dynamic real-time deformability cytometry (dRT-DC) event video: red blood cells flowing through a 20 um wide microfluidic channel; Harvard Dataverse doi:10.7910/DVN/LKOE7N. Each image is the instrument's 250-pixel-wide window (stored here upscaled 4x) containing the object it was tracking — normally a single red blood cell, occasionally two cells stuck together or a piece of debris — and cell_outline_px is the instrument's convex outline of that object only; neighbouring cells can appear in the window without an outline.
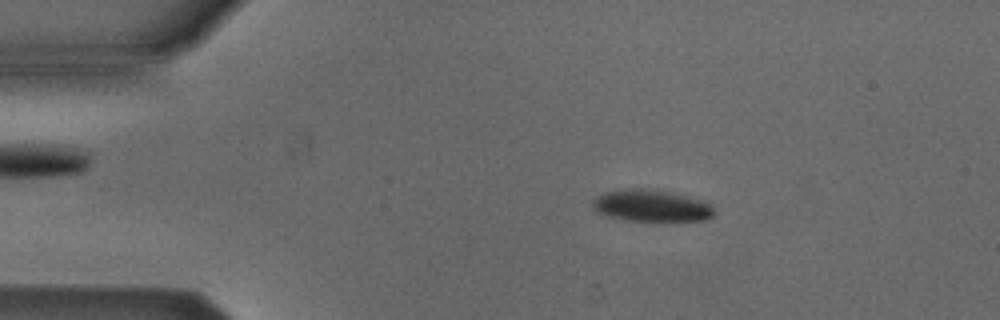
{"species": "Egyptian fruit bat (a non-hibernating species)", "species_latin": "Rousettus aegyptiacus", "temperature_condition": "cold", "stored_images_in_passage": 52, "camera_frame_rate_fps": 3000, "um_per_image_px": 0.085, "animal": {"sex": "male"}, "frame": {"image": 1, "passage_image": 9, "time_ms": 2.667, "image_size_px": [1000, 320], "cell_outline_px": [[716, 212], [712, 216], [704, 220], [628, 220], [608, 216], [596, 212], [592, 208], [592, 204], [596, 196], [604, 192], [624, 188], [644, 188], [688, 196], [704, 200]], "centroid_in_image_um": [55.32, 17.47], "position_along_channel_um": 29.7, "area_um2": 22.31}}
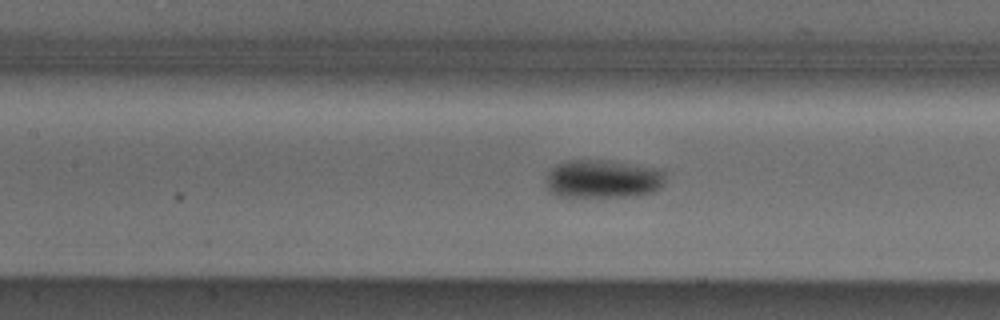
{"frame": {"image": 2, "passage_image": 23, "time_ms": 7.333, "image_size_px": [1000, 320], "cell_outline_px": [[664, 184], [656, 192], [636, 196], [560, 196], [548, 192], [544, 184], [544, 180], [548, 172], [556, 164], [568, 160], [608, 160], [664, 168]], "centroid_in_image_um": [51.26, 15.2], "position_along_channel_um": 156.1, "area_um2": 27.34}}
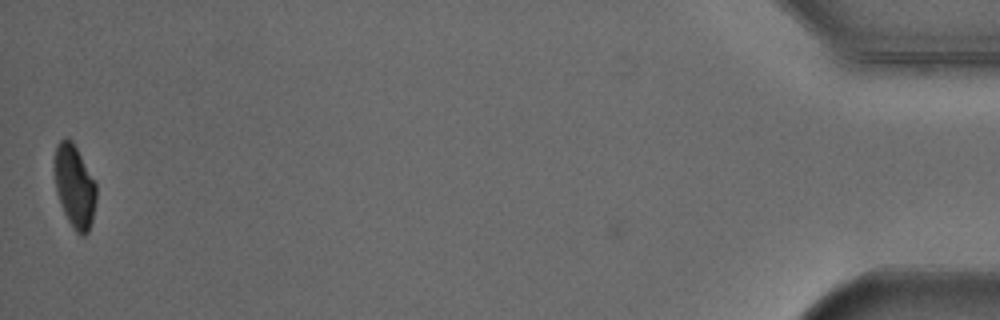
{"frame": {"image": 3, "passage_image": 52, "time_ms": 17.0, "image_size_px": [1000, 320], "cell_outline_px": [[96, 200], [92, 220], [88, 232], [84, 236], [80, 236], [72, 228], [64, 212], [56, 192], [56, 144], [64, 136], [68, 136], [72, 140], [96, 184]], "centroid_in_image_um": [6.35, 15.86], "position_along_channel_um": 428.8, "area_um2": 19.88}, "authors_computed_cell_mechanics": {"area_um2": 23.6402, "velocity_mm_per_s": 3.8455, "shape_relaxation_time_tau1_ms": 3.753, "shape_relaxation_time_tau2_ms": 10.7121, "deformation_change_tau1": 0.0948, "deformation_change_tau2": 0.0868}}